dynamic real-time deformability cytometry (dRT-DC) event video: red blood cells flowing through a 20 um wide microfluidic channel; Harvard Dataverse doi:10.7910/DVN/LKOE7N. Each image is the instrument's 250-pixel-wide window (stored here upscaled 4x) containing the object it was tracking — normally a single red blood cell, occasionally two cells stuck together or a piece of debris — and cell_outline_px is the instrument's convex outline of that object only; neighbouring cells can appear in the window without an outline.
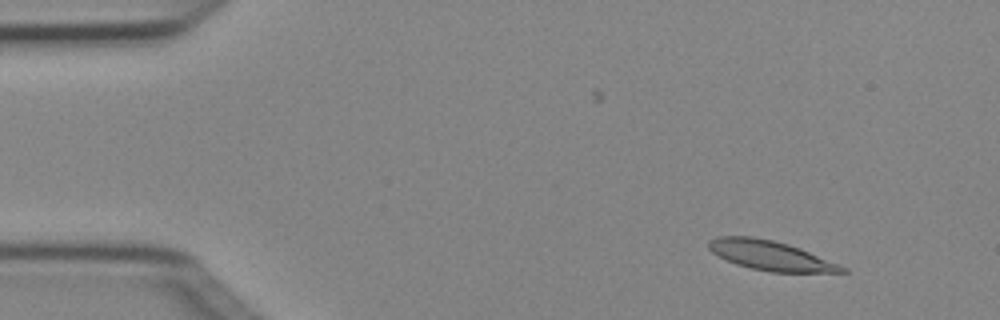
{"species": "Egyptian fruit bat (a non-hibernating species)", "species_latin": "Rousettus aegyptiacus", "temperature_condition": "cold", "stored_images_in_passage": 6, "camera_frame_rate_fps": 3000, "um_per_image_px": 0.085, "animal": {"sex": "female"}, "frame": {"image": 1, "passage_image": 2, "time_ms": 0.333, "image_size_px": [1000, 320], "cell_outline_px": [[848, 272], [772, 272], [752, 268], [736, 264], [712, 252], [708, 248], [708, 240], [720, 236], [752, 236], [772, 240], [788, 244], [800, 248], [840, 264], [848, 268]], "centroid_in_image_um": [65.51, 21.71], "position_along_channel_um": 19.5, "area_um2": 22.83}}
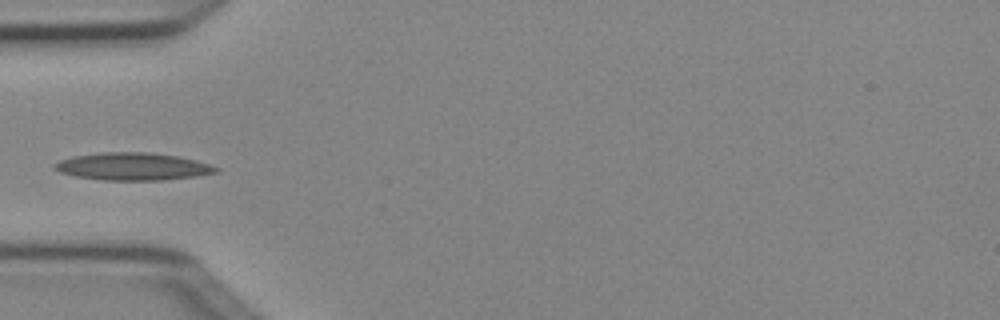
{"frame": {"image": 2, "passage_image": 5, "time_ms": 1.333, "image_size_px": [1000, 320], "cell_outline_px": [[220, 172], [196, 176], [160, 180], [104, 180], [76, 176], [60, 172], [52, 168], [52, 164], [60, 160], [72, 156], [100, 152], [148, 152], [176, 156], [196, 160], [220, 168]], "centroid_in_image_um": [11.26, 14.15], "position_along_channel_um": 73.7, "area_um2": 25.89}}
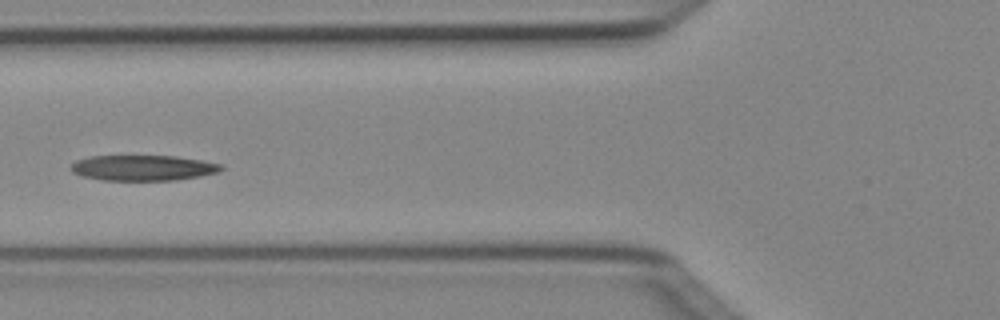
{"frame": {"image": 3, "passage_image": 6, "time_ms": 1.667, "image_size_px": [1000, 320], "cell_outline_px": [[224, 168], [220, 172], [200, 176], [176, 180], [104, 180], [80, 176], [72, 172], [72, 164], [76, 160], [92, 156], [176, 156], [224, 164]], "centroid_in_image_um": [12.2, 14.27], "position_along_channel_um": 113.6, "area_um2": 22.37}}